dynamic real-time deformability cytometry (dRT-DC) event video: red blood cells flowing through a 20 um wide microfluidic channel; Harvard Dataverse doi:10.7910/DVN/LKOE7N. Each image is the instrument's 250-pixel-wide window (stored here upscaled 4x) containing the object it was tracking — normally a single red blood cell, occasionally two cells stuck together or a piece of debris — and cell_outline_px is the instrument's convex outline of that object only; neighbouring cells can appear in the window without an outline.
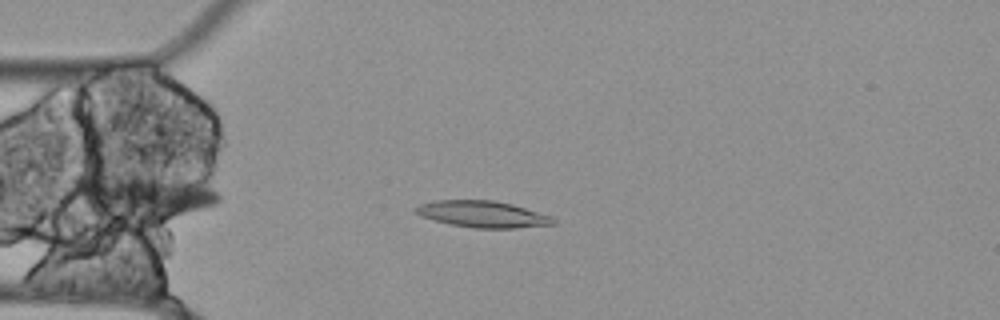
{"species": "Egyptian fruit bat (a non-hibernating species)", "species_latin": "Rousettus aegyptiacus", "temperature_condition": "cold", "stored_images_in_passage": 43, "camera_frame_rate_fps": 3000, "um_per_image_px": 0.085, "animal": {"sex": "female"}, "frame": {"image": 1, "passage_image": 4, "time_ms": 1.0, "image_size_px": [1000, 320], "cell_outline_px": [[556, 224], [516, 228], [472, 228], [452, 224], [420, 216], [412, 208], [420, 204], [432, 200], [496, 200], [512, 204], [552, 216], [556, 220]], "centroid_in_image_um": [41.03, 18.2], "position_along_channel_um": 44.0, "area_um2": 21.33}}
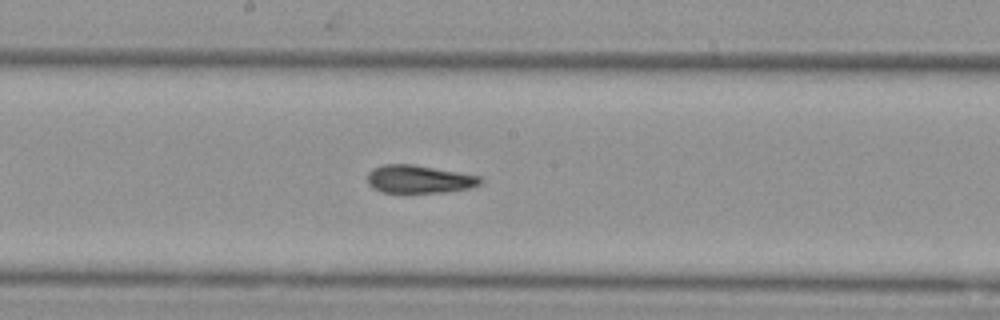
{"frame": {"image": 2, "passage_image": 19, "time_ms": 6.0, "image_size_px": [1000, 320], "cell_outline_px": [[484, 184], [472, 188], [448, 192], [380, 192], [372, 188], [368, 184], [368, 172], [372, 168], [384, 164], [412, 164], [480, 176], [484, 180]], "centroid_in_image_um": [35.65, 15.23], "position_along_channel_um": 212.5, "area_um2": 18.61}}
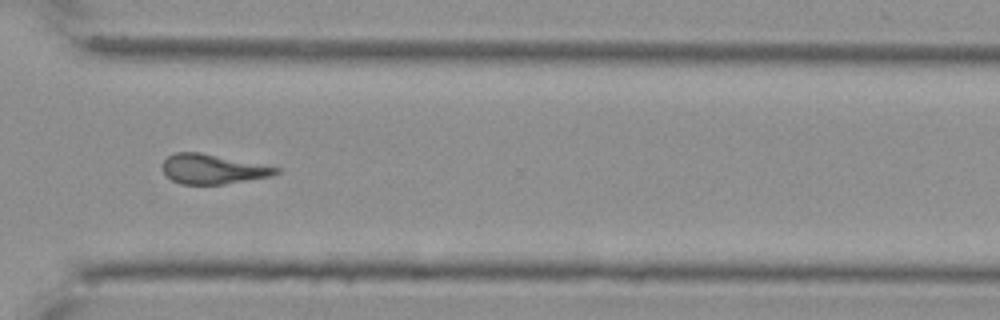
{"frame": {"image": 3, "passage_image": 31, "time_ms": 10.0, "image_size_px": [1000, 320], "cell_outline_px": [[280, 172], [268, 176], [224, 184], [180, 184], [172, 180], [164, 172], [164, 160], [168, 156], [176, 152], [200, 152], [280, 168]], "centroid_in_image_um": [18.06, 14.37], "position_along_channel_um": 352.5, "area_um2": 19.19}}